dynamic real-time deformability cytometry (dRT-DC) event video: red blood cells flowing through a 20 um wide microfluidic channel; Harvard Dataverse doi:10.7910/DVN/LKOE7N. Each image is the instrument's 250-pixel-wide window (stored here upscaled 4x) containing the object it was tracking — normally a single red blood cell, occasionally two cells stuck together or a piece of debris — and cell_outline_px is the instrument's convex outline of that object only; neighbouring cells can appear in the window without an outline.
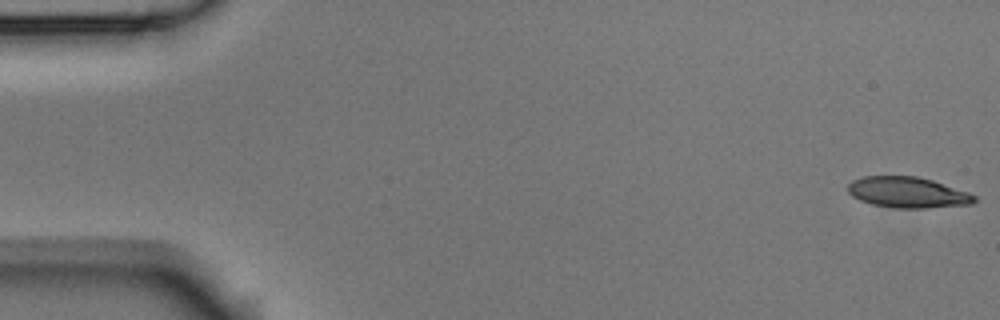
{"species": "Egyptian fruit bat (a non-hibernating species)", "species_latin": "Rousettus aegyptiacus", "temperature_condition": "room temperature", "stored_images_in_passage": 5, "camera_frame_rate_fps": 3000, "um_per_image_px": 0.085, "animal": {"sex": "male"}, "frame": {"image": 1, "passage_image": 1, "time_ms": 0.0, "image_size_px": [1000, 320], "cell_outline_px": [[976, 200], [972, 204], [928, 208], [892, 208], [872, 204], [860, 200], [852, 196], [848, 192], [848, 184], [852, 180], [864, 176], [916, 176], [932, 180], [968, 192], [976, 196]], "centroid_in_image_um": [77.14, 16.36], "position_along_channel_um": 7.9, "area_um2": 22.77}}
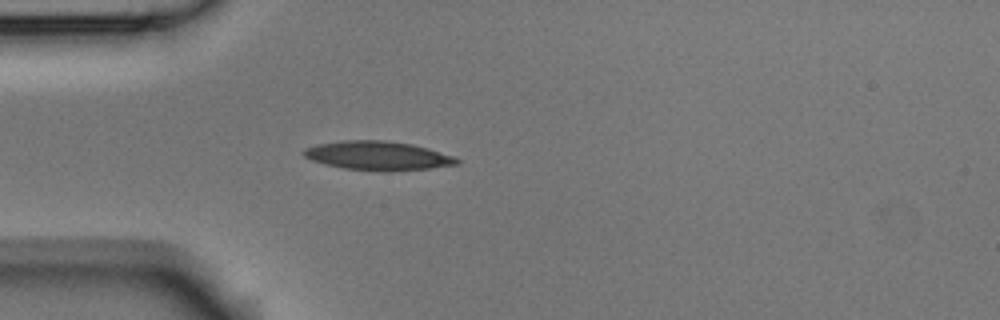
{"frame": {"image": 2, "passage_image": 5, "time_ms": 1.333, "image_size_px": [1000, 320], "cell_outline_px": [[460, 164], [428, 168], [388, 172], [380, 172], [344, 168], [324, 164], [312, 160], [304, 156], [300, 152], [304, 148], [316, 144], [344, 140], [384, 140], [412, 144], [428, 148], [456, 156], [460, 160]], "centroid_in_image_um": [32.12, 13.24], "position_along_channel_um": 52.9, "area_um2": 26.18}}